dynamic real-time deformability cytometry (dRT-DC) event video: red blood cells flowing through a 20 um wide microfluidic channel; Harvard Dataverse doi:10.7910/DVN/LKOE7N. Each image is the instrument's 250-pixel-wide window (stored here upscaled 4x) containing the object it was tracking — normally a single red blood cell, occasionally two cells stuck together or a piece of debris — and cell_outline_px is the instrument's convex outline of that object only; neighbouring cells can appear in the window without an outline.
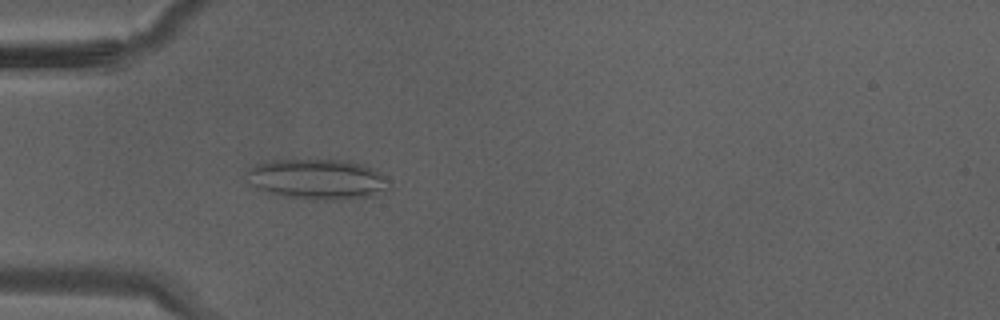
{"species": "Egyptian fruit bat (a non-hibernating species)", "species_latin": "Rousettus aegyptiacus", "temperature_condition": "warm", "stored_images_in_passage": 35, "camera_frame_rate_fps": 3000, "um_per_image_px": 0.085, "animal": {"sex": "male"}, "frame": {"image": 1, "passage_image": 11, "time_ms": 3.333, "image_size_px": [1000, 320], "cell_outline_px": [[392, 184], [388, 188], [368, 196], [340, 200], [312, 200], [276, 196], [252, 184], [244, 176], [244, 172], [256, 164], [272, 160], [344, 160], [364, 164], [372, 168]], "centroid_in_image_um": [26.92, 15.24], "position_along_channel_um": 58.1, "area_um2": 33.52}}
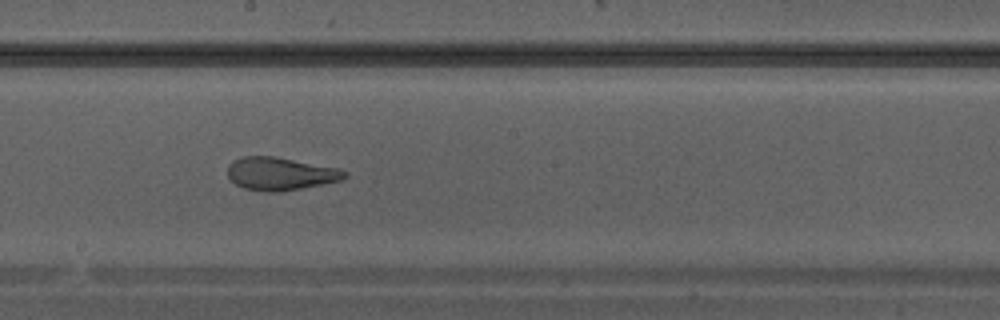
{"frame": {"image": 2, "passage_image": 20, "time_ms": 6.333, "image_size_px": [1000, 320], "cell_outline_px": [[348, 176], [340, 180], [280, 192], [268, 192], [244, 188], [236, 184], [228, 176], [228, 164], [232, 160], [244, 156], [272, 156], [336, 168], [348, 172]], "centroid_in_image_um": [23.78, 14.76], "position_along_channel_um": 224.4, "area_um2": 22.08}}